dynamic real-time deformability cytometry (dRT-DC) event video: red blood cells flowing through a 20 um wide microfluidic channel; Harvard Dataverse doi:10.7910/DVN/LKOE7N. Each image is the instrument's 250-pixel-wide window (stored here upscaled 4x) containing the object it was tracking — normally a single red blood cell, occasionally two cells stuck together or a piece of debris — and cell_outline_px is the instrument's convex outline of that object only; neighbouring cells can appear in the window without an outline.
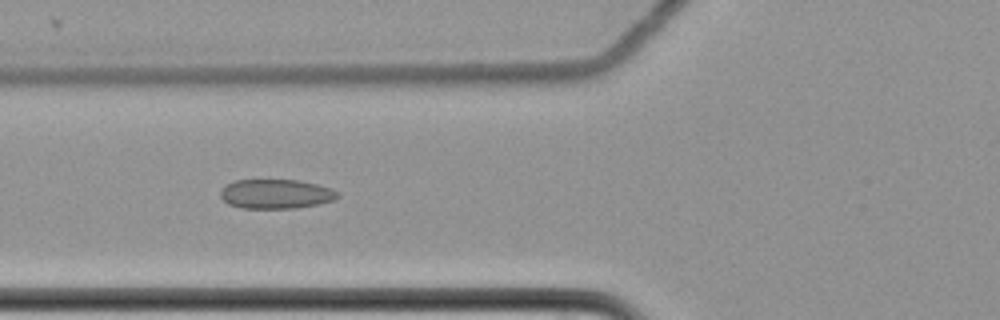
{"species": "common noctule bat (a hibernating species)", "species_latin": "Nyctalus noctula", "temperature_condition": "cold", "stored_images_in_passage": 6, "camera_frame_rate_fps": 3000, "um_per_image_px": 0.085, "animal": {"sex": "female", "body_mass_g": 22.7, "forearm_length_mm": 54.2}, "frame": {"image": 1, "passage_image": 6, "time_ms": 1.667, "image_size_px": [1000, 320], "cell_outline_px": [[340, 196], [336, 200], [296, 208], [240, 208], [228, 204], [220, 196], [220, 192], [228, 184], [236, 180], [300, 180], [316, 184], [328, 188], [336, 192]], "centroid_in_image_um": [23.45, 16.49], "position_along_channel_um": 102.4, "area_um2": 19.88}}